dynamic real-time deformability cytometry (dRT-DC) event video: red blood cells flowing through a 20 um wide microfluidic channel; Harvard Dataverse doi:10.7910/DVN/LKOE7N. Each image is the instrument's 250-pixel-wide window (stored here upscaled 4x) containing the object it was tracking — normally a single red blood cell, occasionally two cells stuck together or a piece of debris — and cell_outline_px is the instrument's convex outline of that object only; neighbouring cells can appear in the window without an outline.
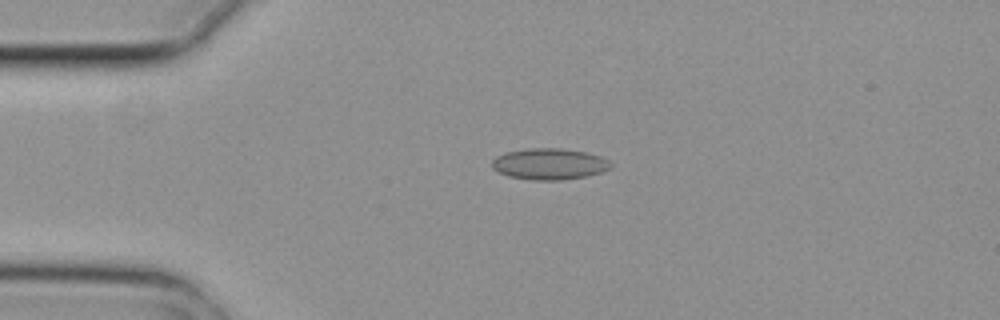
{"species": "common noctule bat (a hibernating species)", "species_latin": "Nyctalus noctula", "temperature_condition": "cold", "stored_images_in_passage": 7, "camera_frame_rate_fps": 3000, "um_per_image_px": 0.085, "animal": {"sex": "female", "body_mass_g": 29.2, "forearm_length_mm": 56.3}, "frame": {"image": 1, "passage_image": 4, "time_ms": 1.0, "image_size_px": [1000, 320], "cell_outline_px": [[612, 164], [608, 168], [600, 172], [584, 176], [564, 180], [532, 180], [508, 176], [492, 168], [492, 160], [496, 156], [508, 152], [528, 148], [560, 148], [584, 152], [600, 156], [608, 160]], "centroid_in_image_um": [46.67, 13.94], "position_along_channel_um": 38.3, "area_um2": 21.39}}
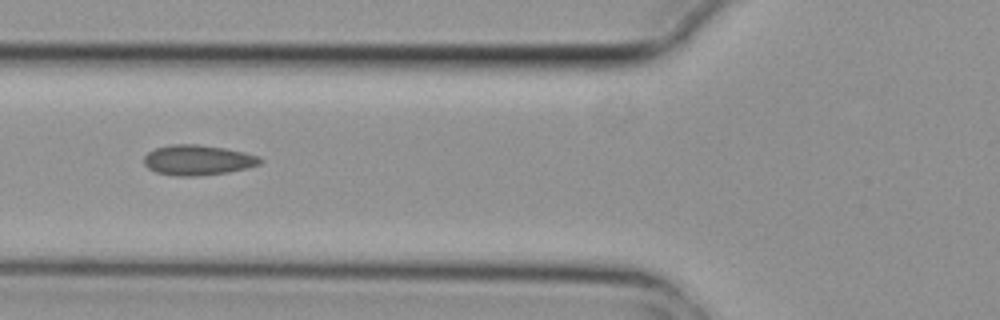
{"frame": {"image": 2, "passage_image": 6, "time_ms": 1.667, "image_size_px": [1000, 320], "cell_outline_px": [[264, 160], [260, 164], [248, 168], [228, 172], [196, 176], [176, 176], [156, 172], [148, 168], [144, 164], [144, 156], [148, 152], [156, 148], [172, 144], [196, 144], [224, 148], [244, 152], [256, 156]], "centroid_in_image_um": [16.8, 13.61], "position_along_channel_um": 109.0, "area_um2": 20.4}}
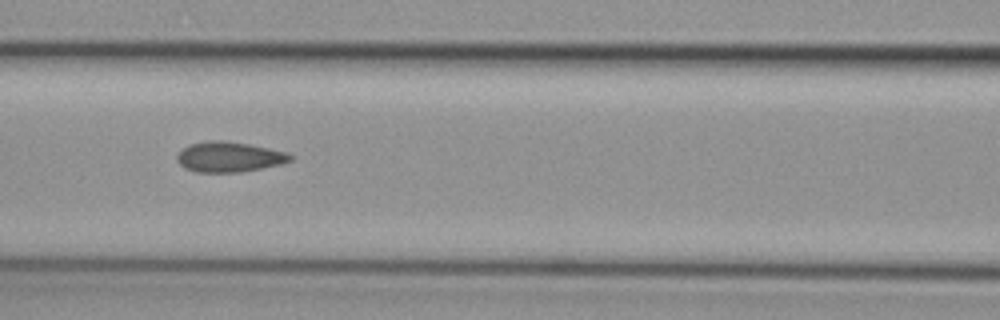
{"frame": {"image": 3, "passage_image": 7, "time_ms": 2.0, "image_size_px": [1000, 320], "cell_outline_px": [[292, 160], [280, 164], [240, 172], [196, 172], [184, 168], [176, 160], [176, 156], [188, 144], [208, 140], [220, 140], [248, 144], [288, 152], [292, 156]], "centroid_in_image_um": [19.45, 13.33], "position_along_channel_um": 147.2, "area_um2": 19.88}}